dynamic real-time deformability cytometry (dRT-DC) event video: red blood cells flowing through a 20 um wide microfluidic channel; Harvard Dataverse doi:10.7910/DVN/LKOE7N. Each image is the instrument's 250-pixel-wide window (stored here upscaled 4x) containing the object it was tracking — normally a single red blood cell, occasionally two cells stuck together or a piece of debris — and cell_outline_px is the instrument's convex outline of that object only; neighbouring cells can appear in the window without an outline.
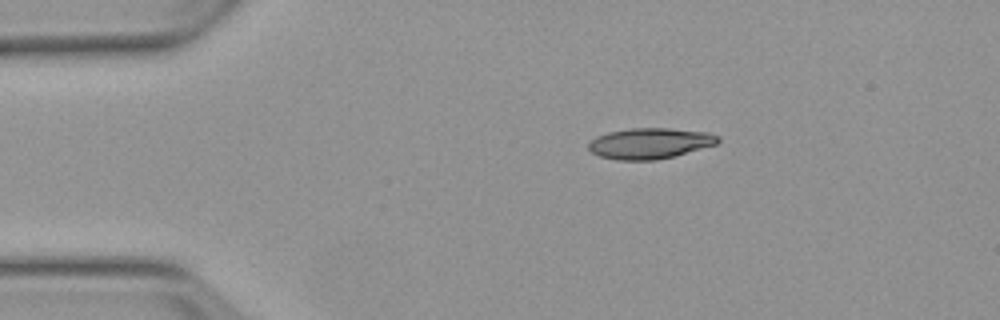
{"species": "Egyptian fruit bat (a non-hibernating species)", "species_latin": "Rousettus aegyptiacus", "temperature_condition": "warm", "stored_images_in_passage": 3, "camera_frame_rate_fps": 3000, "um_per_image_px": 0.085, "animal": {"sex": "female"}, "frame": {"image": 1, "passage_image": 1, "time_ms": 0.0, "image_size_px": [1000, 320], "cell_outline_px": [[720, 140], [716, 144], [676, 156], [656, 160], [616, 160], [600, 156], [592, 152], [588, 148], [588, 144], [596, 136], [608, 132], [632, 128], [668, 128], [708, 132], [720, 136]], "centroid_in_image_um": [55.25, 12.18], "position_along_channel_um": 29.7, "area_um2": 23.29}}
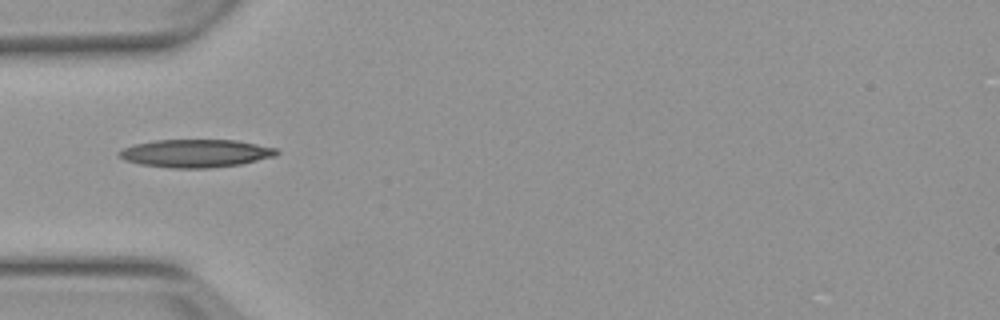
{"frame": {"image": 2, "passage_image": 3, "time_ms": 2.333, "image_size_px": [1000, 320], "cell_outline_px": [[280, 152], [276, 156], [240, 164], [208, 168], [168, 168], [140, 164], [124, 160], [116, 152], [124, 148], [136, 144], [156, 140], [236, 140], [276, 148]], "centroid_in_image_um": [16.64, 13.03], "position_along_channel_um": 68.4, "area_um2": 25.61}}